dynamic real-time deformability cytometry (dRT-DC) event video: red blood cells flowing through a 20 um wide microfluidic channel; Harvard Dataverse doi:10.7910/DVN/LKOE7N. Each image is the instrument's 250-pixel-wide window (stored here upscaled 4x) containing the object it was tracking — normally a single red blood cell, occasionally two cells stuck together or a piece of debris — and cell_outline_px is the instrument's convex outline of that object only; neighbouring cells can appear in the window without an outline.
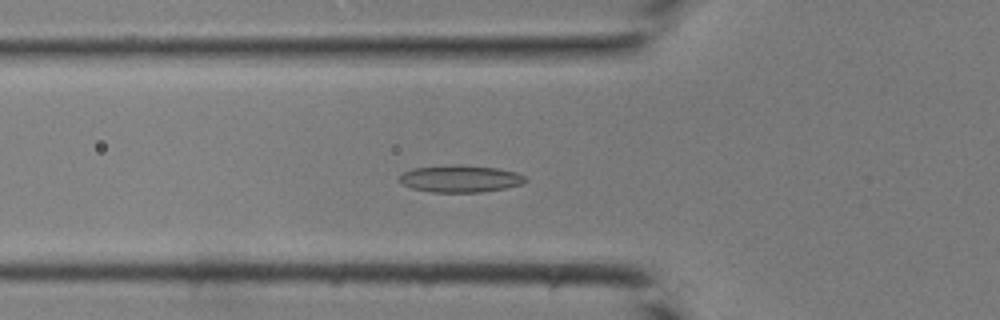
{"species": "common noctule bat (a hibernating species)", "species_latin": "Nyctalus noctula", "temperature_condition": "room temperature", "stored_images_in_passage": 40, "camera_frame_rate_fps": 3000, "um_per_image_px": 0.085, "animal": {"sex": "male", "body_mass_g": 19.0, "forearm_length_mm": 50.8}, "frame": {"image": 1, "passage_image": 13, "time_ms": 4.0, "image_size_px": [1000, 320], "cell_outline_px": [[528, 180], [520, 184], [504, 188], [480, 192], [432, 192], [412, 188], [396, 180], [404, 172], [412, 168], [452, 164], [460, 164], [496, 168], [516, 172], [524, 176]], "centroid_in_image_um": [39.09, 15.18], "position_along_channel_um": 86.7, "area_um2": 19.88}}
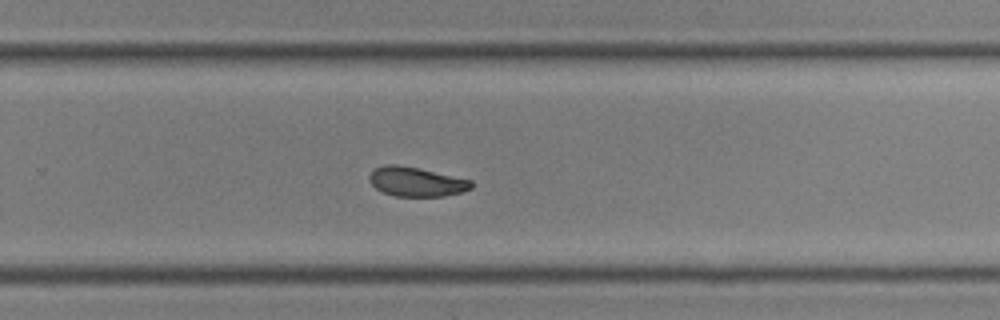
{"frame": {"image": 2, "passage_image": 26, "time_ms": 8.333, "image_size_px": [1000, 320], "cell_outline_px": [[472, 188], [460, 192], [444, 196], [396, 196], [384, 192], [376, 188], [368, 180], [368, 176], [376, 168], [384, 164], [400, 164], [420, 168], [472, 180]], "centroid_in_image_um": [35.37, 15.43], "position_along_channel_um": 294.4, "area_um2": 17.46}}
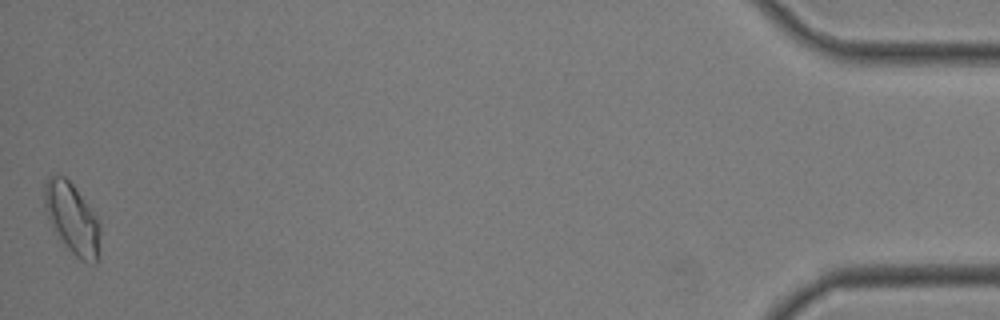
{"frame": {"image": 3, "passage_image": 40, "time_ms": 13.0, "image_size_px": [1000, 320], "cell_outline_px": [[100, 232], [96, 264], [92, 264], [76, 256], [68, 248], [60, 236], [48, 216], [44, 204], [44, 184], [48, 176], [64, 176], [72, 184], [92, 212], [100, 224]], "centroid_in_image_um": [6.13, 18.55], "position_along_channel_um": 429.1, "area_um2": 21.91}}